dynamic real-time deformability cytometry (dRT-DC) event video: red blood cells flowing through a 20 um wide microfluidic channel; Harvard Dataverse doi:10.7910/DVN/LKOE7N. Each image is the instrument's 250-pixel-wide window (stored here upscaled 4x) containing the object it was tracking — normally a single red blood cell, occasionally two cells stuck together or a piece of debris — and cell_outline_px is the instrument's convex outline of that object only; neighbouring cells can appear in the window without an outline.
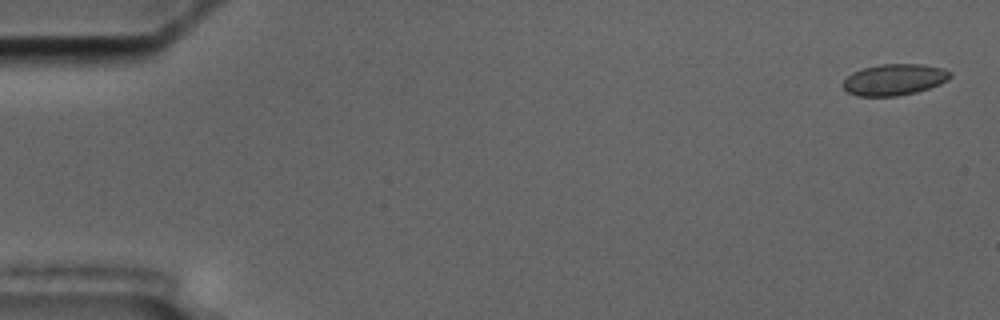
{"species": "common noctule bat (a hibernating species)", "species_latin": "Nyctalus noctula", "temperature_condition": "cold", "stored_images_in_passage": 5, "camera_frame_rate_fps": 3000, "um_per_image_px": 0.085, "animal": {"sex": "male", "body_mass_g": 17.5, "forearm_length_mm": 52.3}, "frame": {"image": 1, "passage_image": 1, "time_ms": 0.0, "image_size_px": [1000, 320], "cell_outline_px": [[952, 76], [948, 80], [940, 84], [916, 92], [896, 96], [856, 96], [848, 92], [840, 84], [852, 72], [864, 68], [880, 64], [924, 64], [944, 68], [952, 72]], "centroid_in_image_um": [76.03, 6.76], "position_along_channel_um": 9.0, "area_um2": 19.71}}
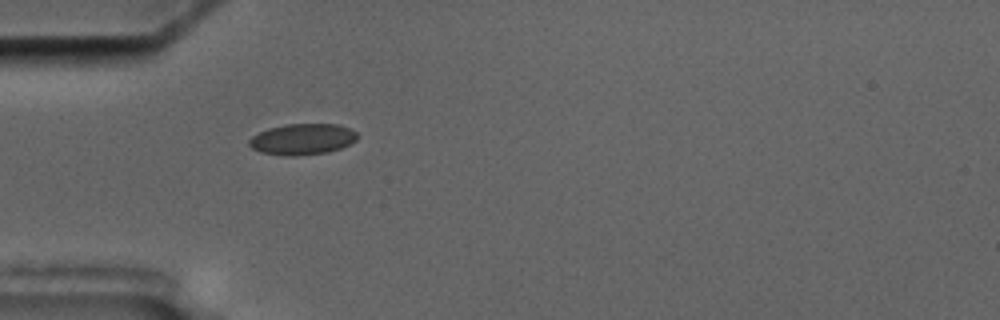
{"frame": {"image": 2, "passage_image": 5, "time_ms": 5.333, "image_size_px": [1000, 320], "cell_outline_px": [[360, 136], [356, 140], [340, 148], [328, 152], [296, 156], [284, 156], [260, 152], [252, 148], [248, 144], [248, 140], [252, 136], [268, 128], [284, 124], [340, 124], [352, 128]], "centroid_in_image_um": [25.72, 11.82], "position_along_channel_um": 59.3, "area_um2": 19.83}}